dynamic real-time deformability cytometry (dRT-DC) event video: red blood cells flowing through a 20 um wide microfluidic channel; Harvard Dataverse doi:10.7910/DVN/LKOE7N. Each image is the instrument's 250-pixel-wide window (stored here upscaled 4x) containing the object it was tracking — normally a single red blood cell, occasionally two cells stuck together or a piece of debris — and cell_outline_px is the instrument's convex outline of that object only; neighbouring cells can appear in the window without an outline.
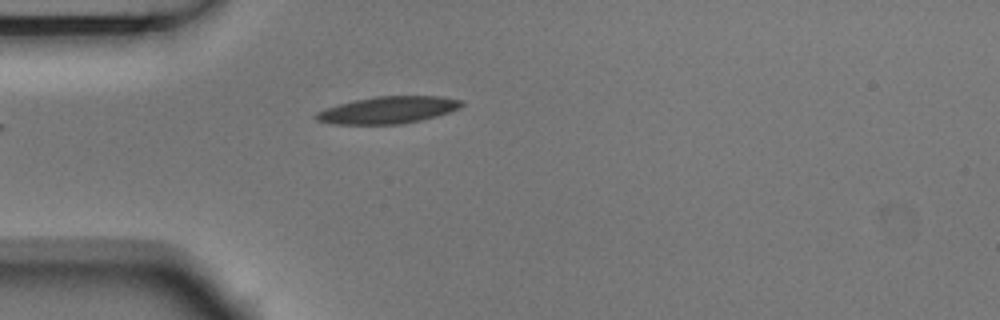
{"species": "Egyptian fruit bat (a non-hibernating species)", "species_latin": "Rousettus aegyptiacus", "temperature_condition": "room temperature", "stored_images_in_passage": 3, "camera_frame_rate_fps": 3000, "um_per_image_px": 0.085, "animal": {"sex": "male"}, "frame": {"image": 1, "passage_image": 3, "time_ms": 0.667, "image_size_px": [1000, 320], "cell_outline_px": [[464, 104], [460, 108], [436, 116], [420, 120], [400, 124], [332, 124], [316, 120], [312, 116], [316, 112], [340, 104], [356, 100], [376, 96], [440, 96], [464, 100]], "centroid_in_image_um": [33.0, 9.35], "position_along_channel_um": 52.0, "area_um2": 22.83}}